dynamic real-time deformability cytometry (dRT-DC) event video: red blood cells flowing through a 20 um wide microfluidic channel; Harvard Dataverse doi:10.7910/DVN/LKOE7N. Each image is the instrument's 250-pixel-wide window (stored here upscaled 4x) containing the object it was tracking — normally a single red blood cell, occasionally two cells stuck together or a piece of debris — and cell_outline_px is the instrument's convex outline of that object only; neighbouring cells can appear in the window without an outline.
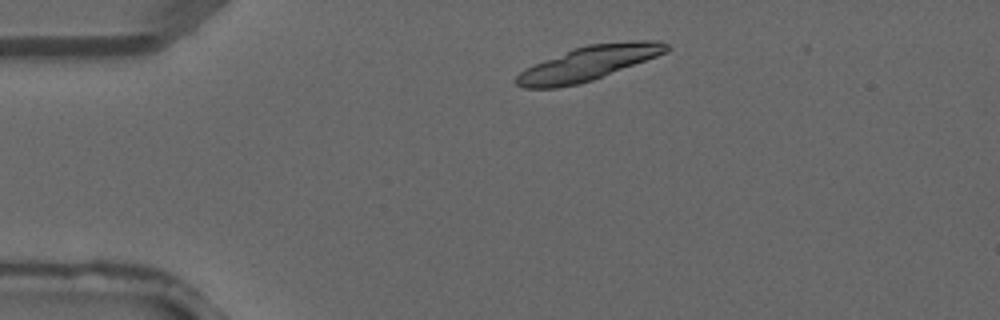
{"species": "common noctule bat (a hibernating species)", "species_latin": "Nyctalus noctula", "temperature_condition": "warm", "stored_images_in_passage": 3, "camera_frame_rate_fps": 3000, "um_per_image_px": 0.085, "animal": {"sex": "male", "forearm_length_mm": 52.5}, "frame": {"image": 1, "passage_image": 1, "time_ms": 0.0, "image_size_px": [1000, 320], "cell_outline_px": [[668, 52], [592, 80], [580, 84], [556, 88], [524, 88], [516, 84], [512, 80], [520, 72], [536, 64], [576, 48], [588, 44], [632, 40], [660, 40], [668, 44]], "centroid_in_image_um": [50.05, 5.38], "position_along_channel_um": 34.9, "area_um2": 29.65}}